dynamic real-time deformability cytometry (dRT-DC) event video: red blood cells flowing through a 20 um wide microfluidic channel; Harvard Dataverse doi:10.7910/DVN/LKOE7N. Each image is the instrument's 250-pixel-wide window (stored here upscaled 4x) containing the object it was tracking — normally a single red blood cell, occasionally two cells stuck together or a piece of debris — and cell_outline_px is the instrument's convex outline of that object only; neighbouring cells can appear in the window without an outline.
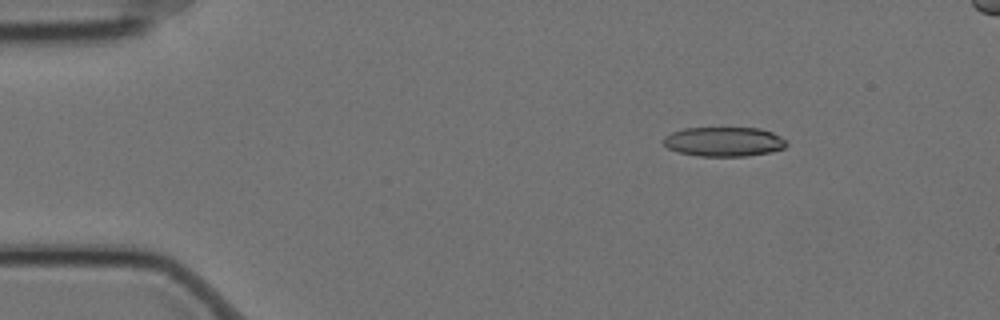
{"species": "Egyptian fruit bat (a non-hibernating species)", "species_latin": "Rousettus aegyptiacus", "temperature_condition": "cold", "stored_images_in_passage": 6, "camera_frame_rate_fps": 3000, "um_per_image_px": 0.085, "animal": {"sex": "female"}, "frame": {"image": 1, "passage_image": 3, "time_ms": 0.667, "image_size_px": [1000, 320], "cell_outline_px": [[788, 144], [784, 148], [772, 152], [748, 156], [700, 156], [676, 152], [668, 148], [664, 144], [664, 136], [672, 132], [684, 128], [760, 128], [772, 132], [788, 140]], "centroid_in_image_um": [61.56, 12.04], "position_along_channel_um": 23.4, "area_um2": 21.33}}